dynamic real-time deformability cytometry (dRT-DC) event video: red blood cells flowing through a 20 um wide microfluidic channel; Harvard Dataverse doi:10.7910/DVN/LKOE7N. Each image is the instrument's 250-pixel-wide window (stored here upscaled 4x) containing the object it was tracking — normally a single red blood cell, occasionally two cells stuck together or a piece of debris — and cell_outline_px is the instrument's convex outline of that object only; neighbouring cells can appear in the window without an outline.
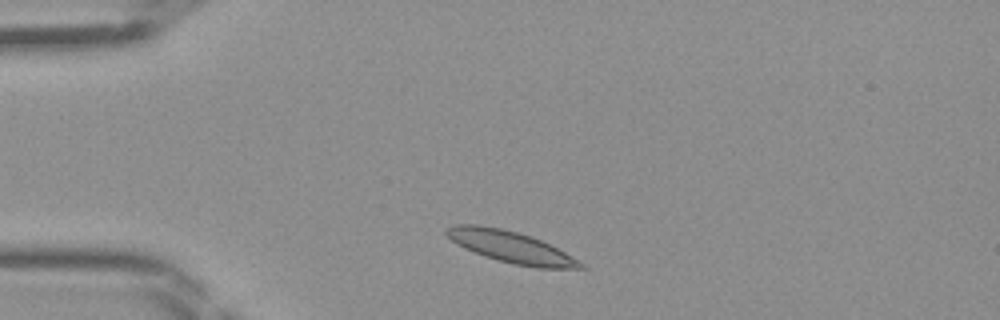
{"species": "Egyptian fruit bat (a non-hibernating species)", "species_latin": "Rousettus aegyptiacus", "temperature_condition": "room temperature", "stored_images_in_passage": 29, "camera_frame_rate_fps": 3000, "um_per_image_px": 0.085, "frame": {"image": 1, "passage_image": 2, "time_ms": 0.333, "image_size_px": [1000, 320], "cell_outline_px": [[588, 268], [536, 268], [512, 264], [496, 260], [484, 256], [464, 248], [456, 244], [444, 232], [448, 228], [456, 224], [480, 224], [500, 228], [516, 232], [540, 240], [564, 252], [584, 264]], "centroid_in_image_um": [43.38, 21.0], "position_along_channel_um": 41.6, "area_um2": 24.39}}
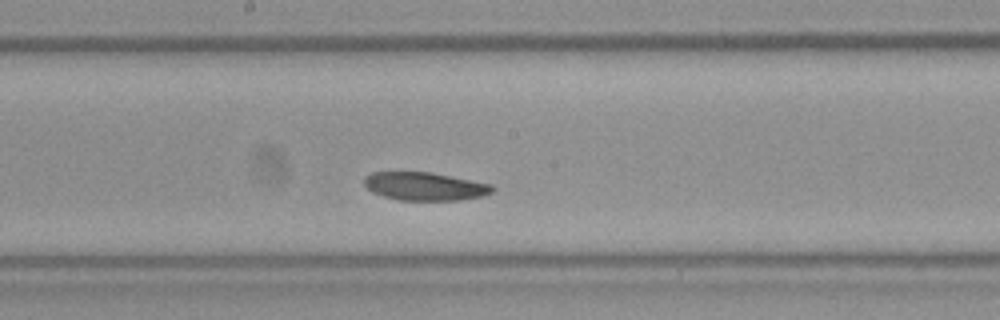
{"frame": {"image": 2, "passage_image": 16, "time_ms": 5.0, "image_size_px": [1000, 320], "cell_outline_px": [[496, 188], [492, 192], [484, 196], [460, 200], [400, 200], [384, 196], [372, 192], [364, 184], [364, 176], [372, 172], [432, 172], [492, 184]], "centroid_in_image_um": [36.14, 15.83], "position_along_channel_um": 212.1, "area_um2": 21.15}}
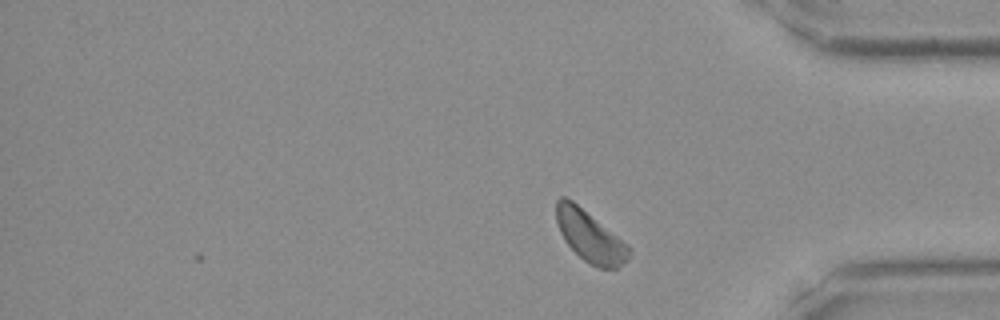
{"frame": {"image": 3, "passage_image": 29, "time_ms": 9.333, "image_size_px": [1000, 320], "cell_outline_px": [[632, 252], [628, 260], [624, 264], [616, 268], [600, 268], [584, 260], [564, 240], [556, 224], [556, 200], [560, 196], [564, 196], [572, 200], [628, 244], [632, 248]], "centroid_in_image_um": [50.16, 20.08], "position_along_channel_um": 385.0, "area_um2": 21.62}}